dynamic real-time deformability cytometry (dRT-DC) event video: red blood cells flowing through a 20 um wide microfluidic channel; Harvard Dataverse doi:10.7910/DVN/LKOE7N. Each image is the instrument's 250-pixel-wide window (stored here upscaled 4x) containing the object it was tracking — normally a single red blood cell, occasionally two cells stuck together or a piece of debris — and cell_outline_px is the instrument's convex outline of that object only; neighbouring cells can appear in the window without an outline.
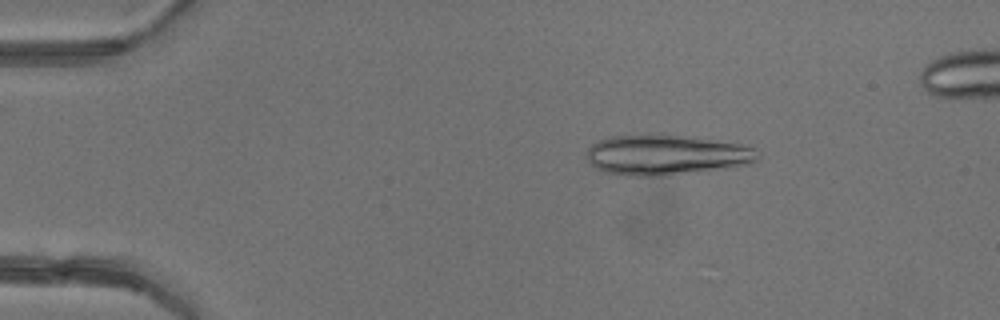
{"species": "common noctule bat (a hibernating species)", "species_latin": "Nyctalus noctula", "temperature_condition": "warm", "stored_images_in_passage": 5, "camera_frame_rate_fps": 3000, "um_per_image_px": 0.085, "animal": {"sex": "female"}, "frame": {"image": 1, "passage_image": 1, "time_ms": 0.0, "image_size_px": [1000, 320], "cell_outline_px": [[760, 156], [752, 164], [668, 176], [628, 176], [608, 172], [596, 168], [588, 160], [588, 148], [592, 144], [608, 136], [676, 136], [740, 144], [756, 148]], "centroid_in_image_um": [56.66, 13.2], "position_along_channel_um": 28.3, "area_um2": 39.42}}